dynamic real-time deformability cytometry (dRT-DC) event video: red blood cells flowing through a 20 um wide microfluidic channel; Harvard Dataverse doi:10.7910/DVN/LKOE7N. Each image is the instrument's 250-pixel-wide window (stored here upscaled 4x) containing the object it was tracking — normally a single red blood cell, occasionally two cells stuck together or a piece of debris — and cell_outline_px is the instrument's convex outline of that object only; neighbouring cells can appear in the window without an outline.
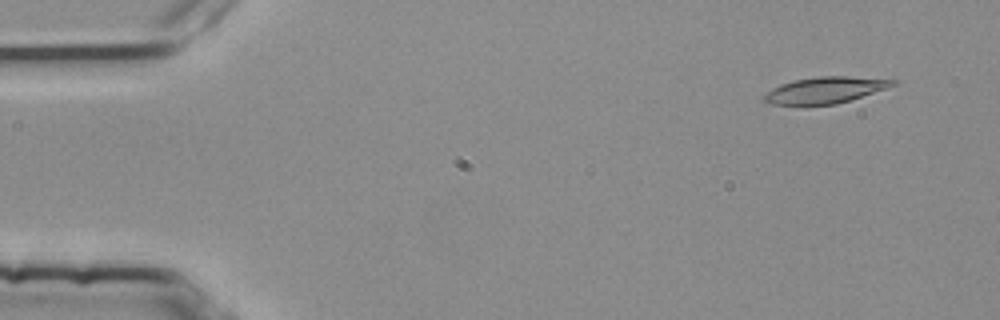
{"species": "common noctule bat (a hibernating species)", "species_latin": "Nyctalus noctula", "temperature_condition": "room temperature", "stored_images_in_passage": 3, "camera_frame_rate_fps": 3000, "um_per_image_px": 0.085, "animal": {"sex": "female", "body_mass_g": 25.1}, "frame": {"image": 1, "passage_image": 1, "time_ms": 0.0, "image_size_px": [1000, 320], "cell_outline_px": [[900, 80], [896, 84], [836, 104], [772, 104], [764, 100], [764, 96], [772, 88], [780, 84], [796, 80], [820, 76], [848, 76]], "centroid_in_image_um": [70.14, 7.64], "position_along_channel_um": 14.9, "area_um2": 19.13}}